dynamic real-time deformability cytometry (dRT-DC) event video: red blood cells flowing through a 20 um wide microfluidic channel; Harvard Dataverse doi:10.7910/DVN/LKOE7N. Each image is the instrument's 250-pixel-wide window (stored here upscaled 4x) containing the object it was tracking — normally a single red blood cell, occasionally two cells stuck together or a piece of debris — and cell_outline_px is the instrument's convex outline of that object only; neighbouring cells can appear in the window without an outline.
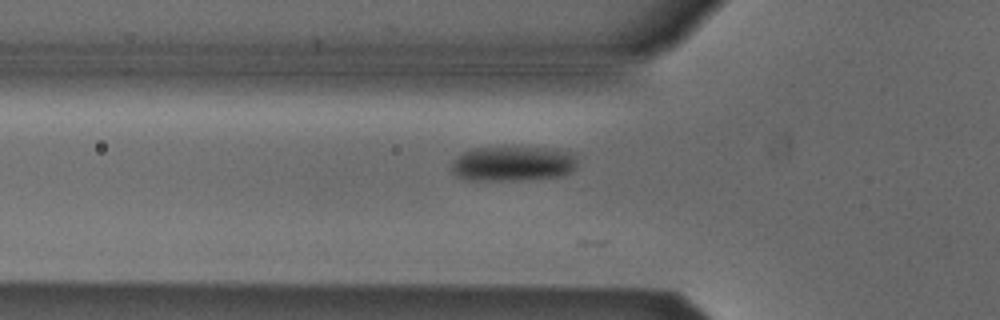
{"species": "Egyptian fruit bat (a non-hibernating species)", "species_latin": "Rousettus aegyptiacus", "temperature_condition": "cold", "stored_images_in_passage": 13, "camera_frame_rate_fps": 3000, "um_per_image_px": 0.085, "animal": {"sex": "male"}, "frame": {"image": 1, "passage_image": 8, "time_ms": 2.333, "image_size_px": [1000, 320], "cell_outline_px": [[576, 168], [572, 172], [564, 176], [520, 180], [464, 180], [456, 176], [452, 172], [452, 164], [464, 152], [472, 148], [552, 148], [572, 152], [576, 156]], "centroid_in_image_um": [43.65, 13.93], "position_along_channel_um": 82.2, "area_um2": 25.66}}
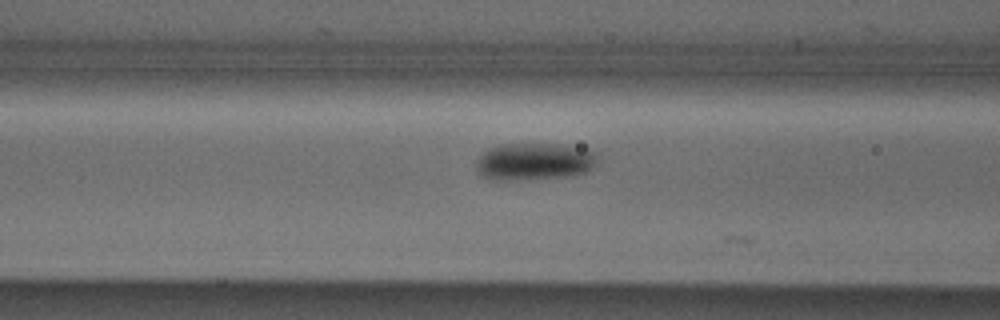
{"frame": {"image": 2, "passage_image": 11, "time_ms": 3.333, "image_size_px": [1000, 320], "cell_outline_px": [[596, 156], [592, 168], [584, 172], [568, 176], [508, 180], [504, 180], [484, 176], [476, 168], [476, 160], [488, 148], [500, 144], [560, 144], [588, 148], [596, 152]], "centroid_in_image_um": [45.43, 13.7], "position_along_channel_um": 121.2, "area_um2": 26.01}}